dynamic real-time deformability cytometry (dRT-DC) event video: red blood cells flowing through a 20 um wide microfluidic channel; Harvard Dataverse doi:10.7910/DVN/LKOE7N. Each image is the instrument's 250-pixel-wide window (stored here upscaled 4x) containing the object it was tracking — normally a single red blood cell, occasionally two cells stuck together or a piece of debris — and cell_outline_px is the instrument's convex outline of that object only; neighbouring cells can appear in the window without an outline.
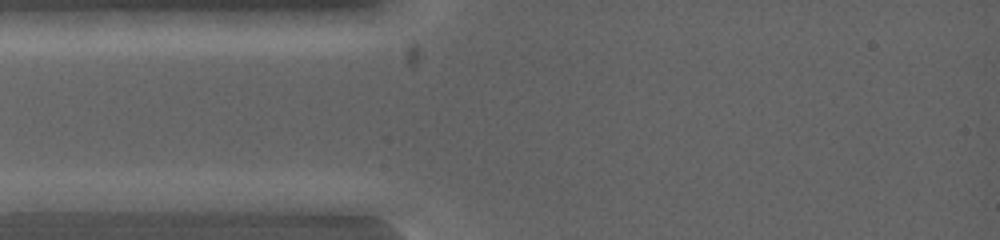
{"species": "common noctule bat (a hibernating species)", "species_latin": "Nyctalus noctula", "temperature_condition": "warm", "stored_images_in_passage": 5, "camera_frame_rate_fps": 5000, "um_per_image_px": 0.085, "animal": {"sex": "female", "body_mass_g": 19.0, "forearm_length_mm": 53.3}, "frame": {"image": 1, "passage_image": 1, "time_ms": 0.0, "image_size_px": [1000, 240], "cell_outline_px": [[128, 200], [108, 208], [96, 212], [16, 212], [12, 200], [32, 192], [80, 192]], "centroid_in_image_um": [5.43, 17.2], "position_along_channel_um": 79.6, "area_um2": 13.29}}